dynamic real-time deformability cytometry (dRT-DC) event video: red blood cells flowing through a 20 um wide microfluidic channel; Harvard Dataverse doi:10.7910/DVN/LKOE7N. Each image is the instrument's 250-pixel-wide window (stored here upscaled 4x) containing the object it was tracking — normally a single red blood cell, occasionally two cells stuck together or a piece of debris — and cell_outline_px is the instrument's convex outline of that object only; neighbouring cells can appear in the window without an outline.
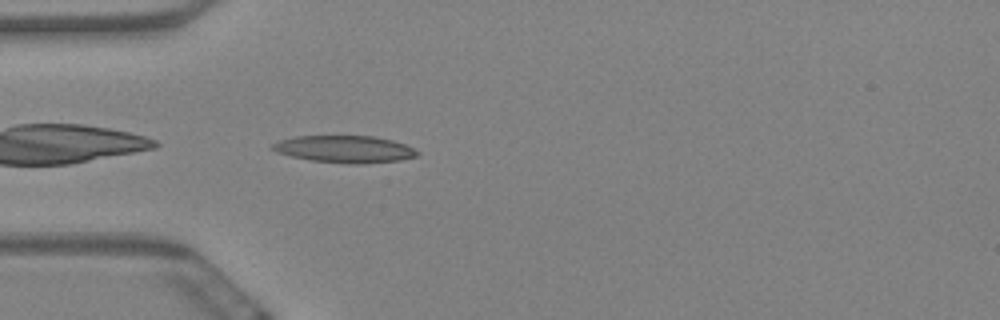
{"species": "Egyptian fruit bat (a non-hibernating species)", "species_latin": "Rousettus aegyptiacus", "temperature_condition": "warm", "stored_images_in_passage": 42, "camera_frame_rate_fps": 3000, "um_per_image_px": 0.085, "animal": {"sex": "female"}, "frame": {"image": 1, "passage_image": 1, "time_ms": 0.0, "image_size_px": [1000, 320], "cell_outline_px": [[420, 152], [416, 156], [400, 160], [360, 164], [348, 164], [312, 160], [292, 156], [276, 152], [268, 148], [272, 144], [280, 140], [296, 136], [376, 136], [392, 140], [404, 144]], "centroid_in_image_um": [29.28, 12.67], "position_along_channel_um": 55.7, "area_um2": 22.83}}
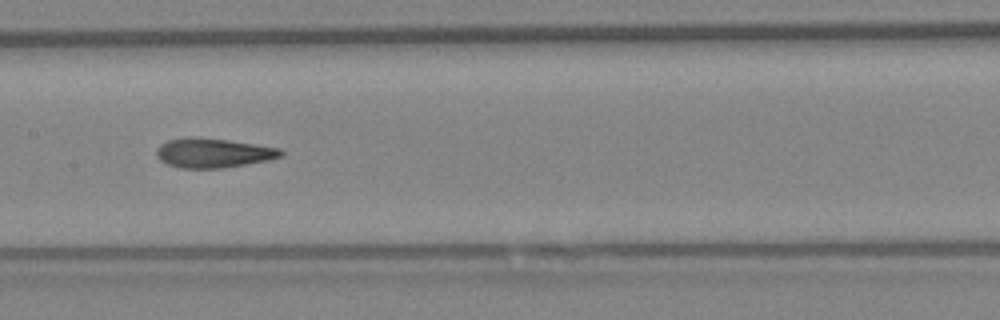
{"frame": {"image": 2, "passage_image": 13, "time_ms": 4.0, "image_size_px": [1000, 320], "cell_outline_px": [[284, 156], [268, 160], [220, 168], [180, 168], [168, 164], [160, 160], [156, 156], [156, 148], [160, 144], [168, 140], [188, 136], [192, 136], [228, 140], [256, 144], [280, 148], [284, 152]], "centroid_in_image_um": [18.11, 12.99], "position_along_channel_um": 189.3, "area_um2": 21.44}}
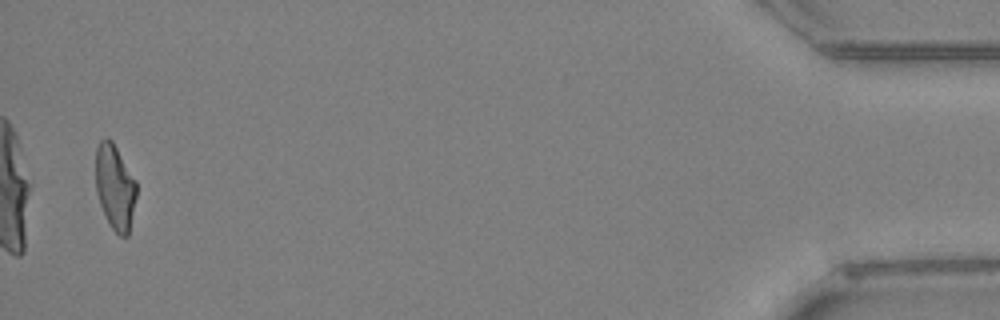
{"frame": {"image": 3, "passage_image": 41, "time_ms": 13.333, "image_size_px": [1000, 320], "cell_outline_px": [[136, 196], [128, 236], [120, 236], [112, 228], [100, 204], [96, 192], [96, 148], [100, 140], [104, 136], [108, 136], [112, 140], [136, 180]], "centroid_in_image_um": [9.77, 15.84], "position_along_channel_um": 425.4, "area_um2": 20.17}, "authors_computed_cell_mechanics": {"area_um2": 21.1548, "velocity_mm_per_s": 3.4772, "shape_relaxation_time_tau1_ms": null, "shape_relaxation_time_tau2_ms": 2.3436, "deformation_change_tau1": null, "deformation_change_tau2": 0.1199}}